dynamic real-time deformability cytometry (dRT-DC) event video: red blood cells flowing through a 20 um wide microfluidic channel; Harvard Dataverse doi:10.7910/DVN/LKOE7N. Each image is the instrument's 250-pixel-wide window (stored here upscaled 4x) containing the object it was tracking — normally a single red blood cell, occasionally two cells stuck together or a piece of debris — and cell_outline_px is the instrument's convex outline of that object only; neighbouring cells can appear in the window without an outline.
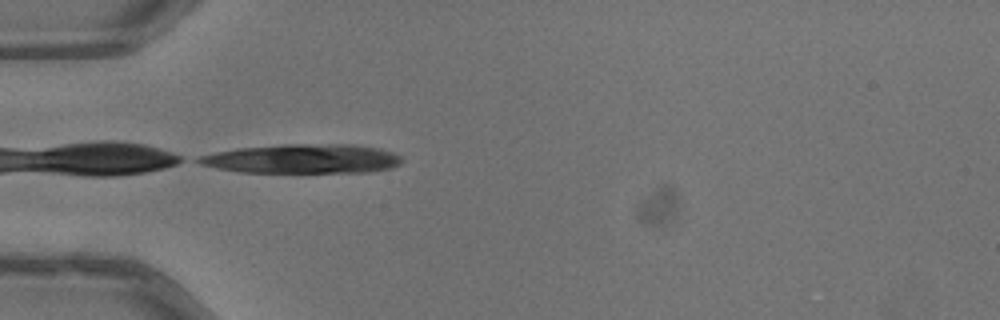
{"species": "common noctule bat (a hibernating species)", "species_latin": "Nyctalus noctula", "temperature_condition": "warm", "stored_images_in_passage": 34, "camera_frame_rate_fps": 3000, "um_per_image_px": 0.085, "animal": {"sex": "male", "body_mass_g": 13.3}, "frame": {"image": 1, "passage_image": 1, "time_ms": 0.0, "image_size_px": [1000, 320], "cell_outline_px": [[404, 160], [400, 164], [392, 168], [368, 172], [240, 172], [216, 168], [200, 164], [192, 160], [200, 156], [216, 152], [236, 148], [284, 144], [352, 144], [380, 148], [392, 152], [400, 156]], "centroid_in_image_um": [25.72, 13.49], "position_along_channel_um": 59.3, "area_um2": 34.85}}
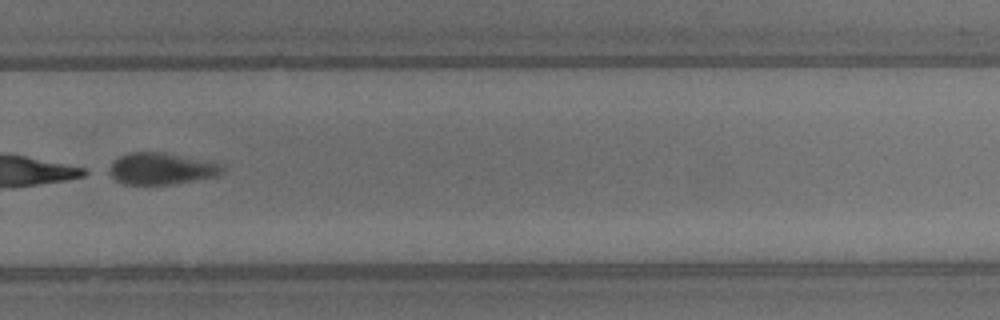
{"frame": {"image": 2, "passage_image": 21, "time_ms": 6.667, "image_size_px": [1000, 320], "cell_outline_px": [[224, 172], [216, 176], [172, 184], [124, 184], [116, 180], [112, 176], [108, 168], [120, 156], [128, 152], [164, 152], [220, 164], [224, 168]], "centroid_in_image_um": [13.7, 14.33], "position_along_channel_um": 316.1, "area_um2": 20.52}}